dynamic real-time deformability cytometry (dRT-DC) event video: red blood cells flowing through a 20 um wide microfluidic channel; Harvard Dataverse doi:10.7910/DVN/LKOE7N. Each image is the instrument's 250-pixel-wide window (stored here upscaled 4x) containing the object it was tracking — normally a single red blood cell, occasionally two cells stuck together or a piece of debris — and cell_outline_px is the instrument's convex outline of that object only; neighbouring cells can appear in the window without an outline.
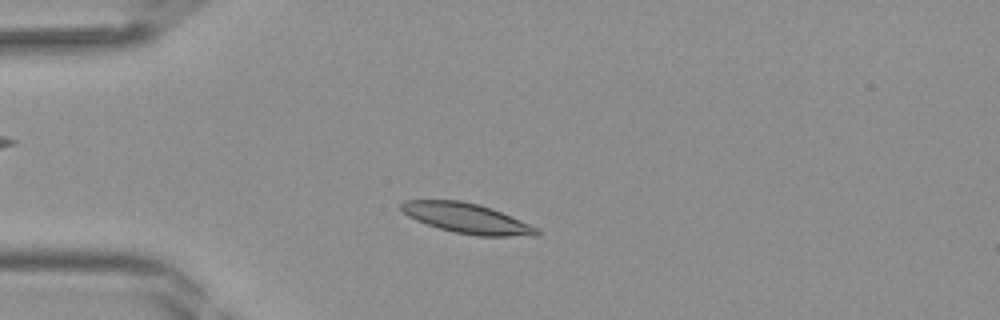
{"species": "Egyptian fruit bat (a non-hibernating species)", "species_latin": "Rousettus aegyptiacus", "temperature_condition": "room temperature", "stored_images_in_passage": 38, "camera_frame_rate_fps": 3000, "um_per_image_px": 0.085, "frame": {"image": 1, "passage_image": 7, "time_ms": 2.0, "image_size_px": [1000, 320], "cell_outline_px": [[540, 236], [476, 236], [456, 232], [440, 228], [416, 220], [408, 216], [400, 208], [400, 204], [404, 200], [460, 200], [480, 204], [492, 208], [540, 228]], "centroid_in_image_um": [39.74, 18.55], "position_along_channel_um": 45.3, "area_um2": 23.81}}
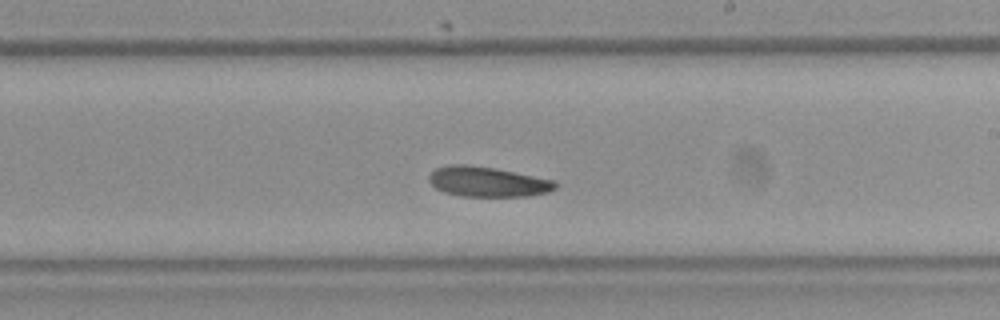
{"frame": {"image": 2, "passage_image": 21, "time_ms": 6.667, "image_size_px": [1000, 320], "cell_outline_px": [[560, 184], [556, 188], [548, 192], [528, 196], [460, 196], [444, 192], [436, 188], [428, 180], [428, 176], [436, 168], [448, 164], [468, 164], [496, 168], [556, 180]], "centroid_in_image_um": [41.47, 15.44], "position_along_channel_um": 247.5, "area_um2": 22.43}}
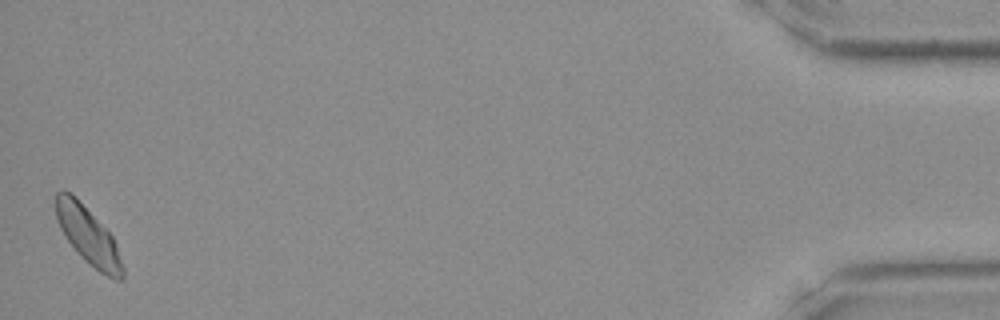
{"frame": {"image": 3, "passage_image": 38, "time_ms": 12.333, "image_size_px": [1000, 320], "cell_outline_px": [[124, 276], [120, 280], [116, 280], [100, 272], [84, 260], [80, 256], [68, 240], [60, 228], [56, 220], [56, 192], [64, 188], [72, 192], [76, 196], [112, 236], [116, 244], [124, 268]], "centroid_in_image_um": [7.48, 20.0], "position_along_channel_um": 427.7, "area_um2": 22.25}}